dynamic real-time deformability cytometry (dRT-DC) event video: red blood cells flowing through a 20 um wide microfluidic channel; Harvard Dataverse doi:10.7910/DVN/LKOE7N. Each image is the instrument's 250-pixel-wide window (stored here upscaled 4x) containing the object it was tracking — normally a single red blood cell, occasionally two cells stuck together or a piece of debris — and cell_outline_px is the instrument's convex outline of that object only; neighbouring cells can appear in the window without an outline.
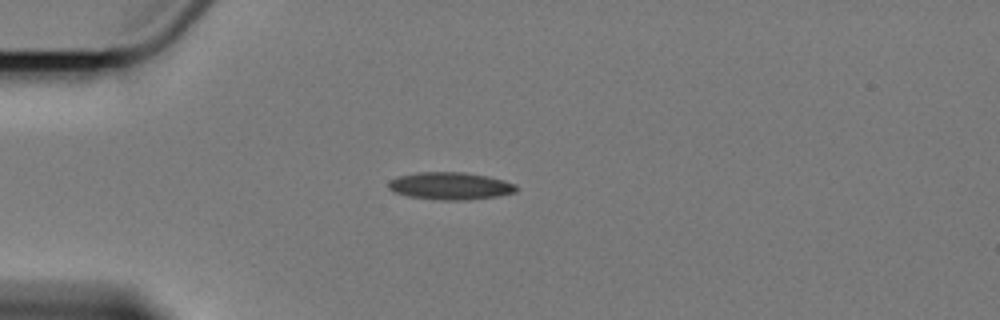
{"species": "Egyptian fruit bat (a non-hibernating species)", "species_latin": "Rousettus aegyptiacus", "temperature_condition": "cold", "stored_images_in_passage": 3, "camera_frame_rate_fps": 3000, "um_per_image_px": 0.085, "animal": {"sex": "female"}, "frame": {"image": 1, "passage_image": 1, "time_ms": 0.0, "image_size_px": [1000, 320], "cell_outline_px": [[520, 188], [516, 192], [496, 196], [464, 200], [440, 200], [408, 196], [392, 192], [388, 188], [388, 184], [392, 180], [400, 176], [416, 172], [464, 172], [488, 176], [504, 180], [516, 184]], "centroid_in_image_um": [38.3, 15.8], "position_along_channel_um": 46.7, "area_um2": 20.46}}
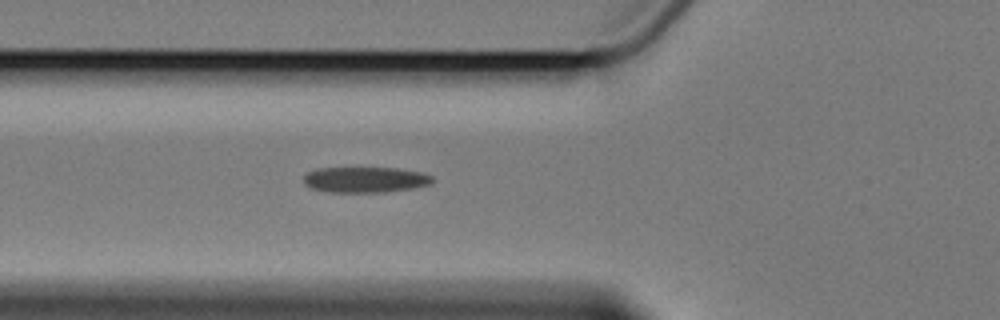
{"frame": {"image": 2, "passage_image": 3, "time_ms": 2.0, "image_size_px": [1000, 320], "cell_outline_px": [[436, 180], [432, 184], [412, 188], [384, 192], [328, 192], [312, 188], [304, 184], [304, 176], [308, 172], [316, 168], [396, 168], [420, 172], [432, 176]], "centroid_in_image_um": [31.06, 15.27], "position_along_channel_um": 94.7, "area_um2": 19.31}}